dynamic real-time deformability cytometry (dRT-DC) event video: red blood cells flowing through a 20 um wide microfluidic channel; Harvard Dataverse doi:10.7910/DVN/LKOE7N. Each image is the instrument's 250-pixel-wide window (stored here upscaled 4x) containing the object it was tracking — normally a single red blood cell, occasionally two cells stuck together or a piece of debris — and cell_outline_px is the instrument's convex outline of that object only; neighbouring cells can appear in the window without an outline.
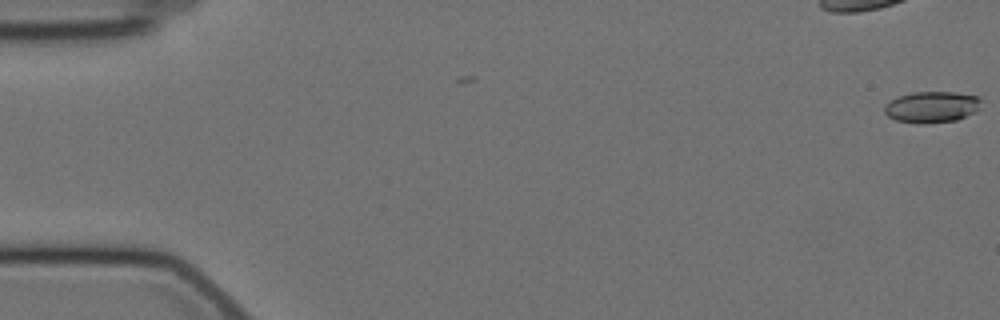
{"species": "Egyptian fruit bat (a non-hibernating species)", "species_latin": "Rousettus aegyptiacus", "temperature_condition": "cold", "stored_images_in_passage": 4, "camera_frame_rate_fps": 3000, "um_per_image_px": 0.085, "animal": {"sex": "female"}, "frame": {"image": 1, "passage_image": 1, "time_ms": 0.0, "image_size_px": [1000, 320], "cell_outline_px": [[980, 108], [976, 112], [956, 120], [924, 124], [916, 124], [896, 120], [888, 116], [884, 112], [884, 108], [896, 96], [912, 92], [956, 92], [976, 96], [980, 100]], "centroid_in_image_um": [79.2, 9.1], "position_along_channel_um": 5.8, "area_um2": 17.69}}